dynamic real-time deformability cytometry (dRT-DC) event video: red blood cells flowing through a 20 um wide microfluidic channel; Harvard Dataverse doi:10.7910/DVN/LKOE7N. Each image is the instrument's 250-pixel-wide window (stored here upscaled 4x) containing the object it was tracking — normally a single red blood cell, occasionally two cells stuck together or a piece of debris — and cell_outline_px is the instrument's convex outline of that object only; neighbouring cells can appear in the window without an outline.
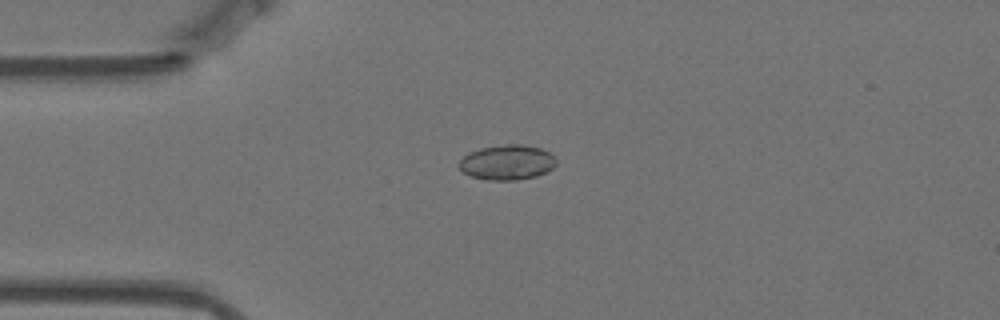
{"species": "Egyptian fruit bat (a non-hibernating species)", "species_latin": "Rousettus aegyptiacus", "temperature_condition": "warm", "stored_images_in_passage": 18, "camera_frame_rate_fps": 3000, "um_per_image_px": 0.085, "animal": {"sex": "female"}, "frame": {"image": 1, "passage_image": 1, "time_ms": 0.0, "image_size_px": [1000, 320], "cell_outline_px": [[556, 164], [552, 168], [536, 176], [516, 180], [488, 180], [472, 176], [464, 172], [456, 164], [468, 152], [480, 148], [508, 144], [524, 144], [540, 148], [548, 152], [556, 160]], "centroid_in_image_um": [43.08, 13.79], "position_along_channel_um": 41.9, "area_um2": 19.71}}
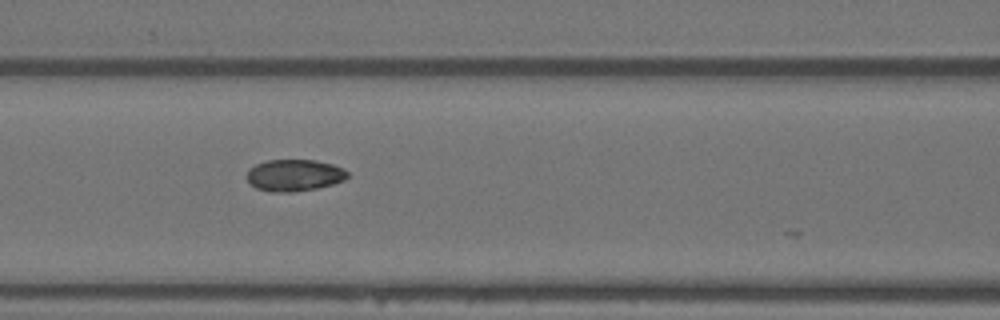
{"frame": {"image": 2, "passage_image": 11, "time_ms": 3.333, "image_size_px": [1000, 320], "cell_outline_px": [[348, 176], [344, 180], [332, 184], [316, 188], [292, 192], [268, 192], [256, 188], [248, 184], [248, 168], [256, 164], [268, 160], [316, 160], [332, 164], [344, 168], [348, 172]], "centroid_in_image_um": [25.0, 14.9], "position_along_channel_um": 141.6, "area_um2": 18.73}}
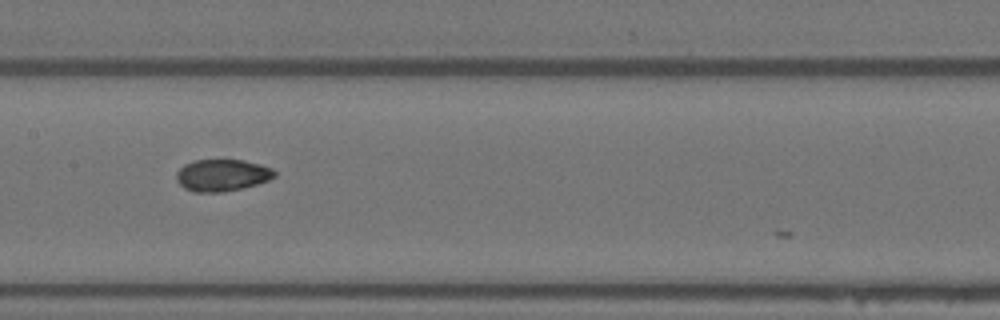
{"frame": {"image": 3, "passage_image": 15, "time_ms": 4.667, "image_size_px": [1000, 320], "cell_outline_px": [[276, 176], [268, 180], [256, 184], [224, 192], [192, 192], [184, 188], [176, 180], [176, 172], [184, 164], [196, 160], [244, 160], [260, 164], [272, 168], [276, 172]], "centroid_in_image_um": [18.86, 14.89], "position_along_channel_um": 188.5, "area_um2": 18.26}}